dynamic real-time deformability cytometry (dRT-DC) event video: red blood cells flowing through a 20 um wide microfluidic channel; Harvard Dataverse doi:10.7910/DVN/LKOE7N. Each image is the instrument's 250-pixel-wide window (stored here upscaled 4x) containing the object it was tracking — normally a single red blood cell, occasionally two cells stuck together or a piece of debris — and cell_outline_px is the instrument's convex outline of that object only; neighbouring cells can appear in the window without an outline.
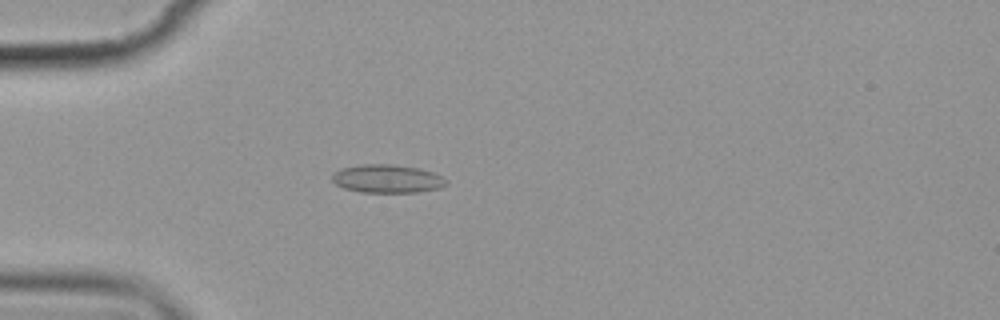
{"species": "common noctule bat (a hibernating species)", "species_latin": "Nyctalus noctula", "temperature_condition": "cold", "stored_images_in_passage": 5, "camera_frame_rate_fps": 3000, "um_per_image_px": 0.085, "animal": {"sex": "female", "body_mass_g": 19.9}, "frame": {"image": 1, "passage_image": 5, "time_ms": 4.667, "image_size_px": [1000, 320], "cell_outline_px": [[448, 184], [440, 188], [416, 192], [360, 192], [344, 188], [336, 184], [332, 180], [332, 176], [336, 172], [344, 168], [364, 164], [392, 164], [416, 168], [432, 172], [448, 180]], "centroid_in_image_um": [32.94, 15.2], "position_along_channel_um": 52.1, "area_um2": 18.55}}